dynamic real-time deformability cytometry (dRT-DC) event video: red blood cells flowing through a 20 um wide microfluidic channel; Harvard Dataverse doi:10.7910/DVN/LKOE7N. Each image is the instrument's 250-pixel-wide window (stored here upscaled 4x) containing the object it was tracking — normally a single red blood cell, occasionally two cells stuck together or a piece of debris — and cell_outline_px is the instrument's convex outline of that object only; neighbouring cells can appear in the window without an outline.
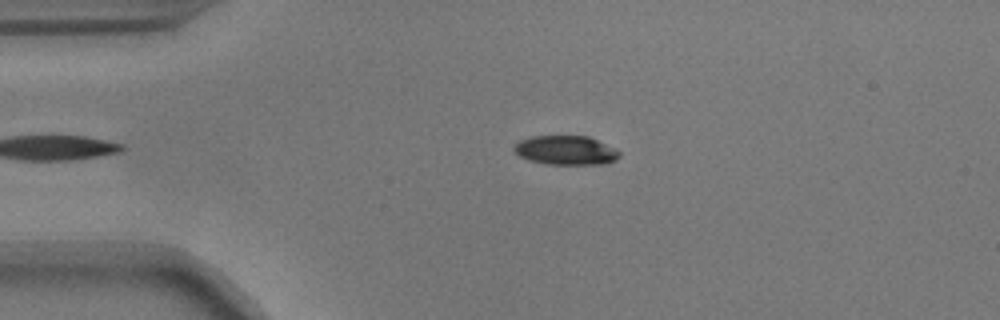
{"species": "common noctule bat (a hibernating species)", "species_latin": "Nyctalus noctula", "temperature_condition": "warm", "stored_images_in_passage": 39, "camera_frame_rate_fps": 3000, "um_per_image_px": 0.085, "animal": {"sex": "male", "body_mass_g": 17.9}, "frame": {"image": 1, "passage_image": 1, "time_ms": 0.0, "image_size_px": [1000, 320], "cell_outline_px": [[620, 156], [616, 160], [608, 164], [548, 164], [528, 160], [512, 152], [512, 148], [520, 140], [532, 136], [588, 136], [616, 148], [620, 152]], "centroid_in_image_um": [48.1, 12.78], "position_along_channel_um": 36.9, "area_um2": 18.09}}
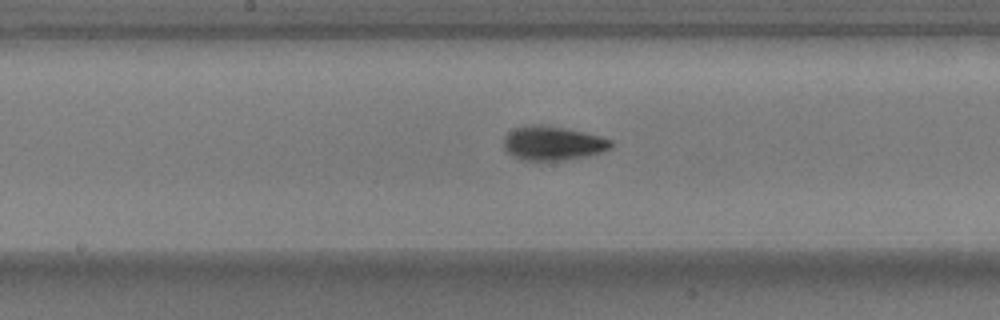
{"frame": {"image": 2, "passage_image": 17, "time_ms": 5.333, "image_size_px": [1000, 320], "cell_outline_px": [[616, 144], [612, 148], [588, 156], [556, 160], [520, 160], [512, 156], [504, 148], [504, 136], [508, 132], [516, 128], [532, 124], [540, 124], [564, 128], [584, 132], [600, 136], [612, 140]], "centroid_in_image_um": [47.0, 12.17], "position_along_channel_um": 201.2, "area_um2": 21.33}}
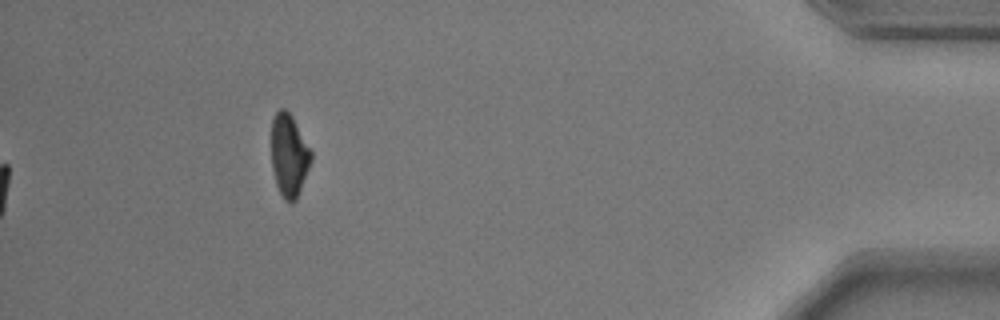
{"frame": {"image": 3, "passage_image": 39, "time_ms": 12.667, "image_size_px": [1000, 320], "cell_outline_px": [[312, 160], [296, 200], [292, 204], [284, 200], [276, 184], [272, 168], [272, 120], [276, 112], [280, 108], [284, 108], [292, 116], [312, 152]], "centroid_in_image_um": [24.57, 13.22], "position_along_channel_um": 410.6, "area_um2": 19.02}, "authors_computed_cell_mechanics": {"area_um2": 19.7676, "velocity_mm_per_s": 3.675, "shape_relaxation_time_tau1_ms": 3.0264, "shape_relaxation_time_tau2_ms": 2.7549, "deformation_change_tau1": 0.1313, "deformation_change_tau2": 0.0685}}